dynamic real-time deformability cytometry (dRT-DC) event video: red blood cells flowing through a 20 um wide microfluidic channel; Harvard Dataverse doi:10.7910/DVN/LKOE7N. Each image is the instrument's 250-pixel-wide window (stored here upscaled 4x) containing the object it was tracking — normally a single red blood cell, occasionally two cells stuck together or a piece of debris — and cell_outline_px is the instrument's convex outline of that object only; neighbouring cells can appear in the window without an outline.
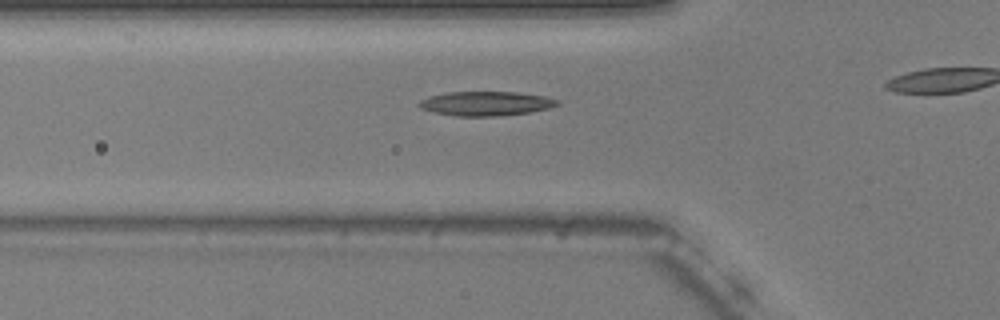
{"species": "common noctule bat (a hibernating species)", "species_latin": "Nyctalus noctula", "temperature_condition": "warm", "stored_images_in_passage": 11, "camera_frame_rate_fps": 3000, "um_per_image_px": 0.085, "animal": {"sex": "male", "body_mass_g": 20.5, "forearm_length_mm": 52.5}, "frame": {"image": 1, "passage_image": 10, "time_ms": 3.0, "image_size_px": [1000, 320], "cell_outline_px": [[560, 104], [548, 108], [528, 112], [500, 116], [456, 116], [432, 112], [420, 108], [416, 104], [420, 100], [428, 96], [448, 92], [516, 92], [544, 96], [560, 100]], "centroid_in_image_um": [41.26, 8.8], "position_along_channel_um": 84.5, "area_um2": 19.65}}